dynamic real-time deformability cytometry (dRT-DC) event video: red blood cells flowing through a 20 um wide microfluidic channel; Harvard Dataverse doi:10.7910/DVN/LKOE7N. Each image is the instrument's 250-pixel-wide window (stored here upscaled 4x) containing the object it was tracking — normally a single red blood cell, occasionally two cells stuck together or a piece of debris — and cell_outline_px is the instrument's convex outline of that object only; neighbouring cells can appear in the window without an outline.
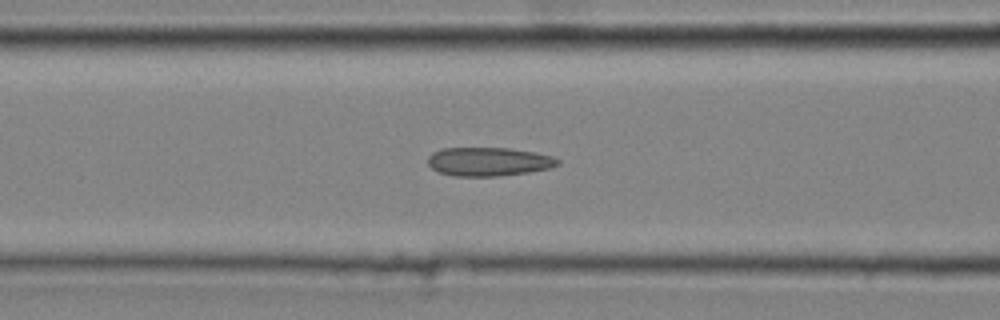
{"species": "common noctule bat (a hibernating species)", "species_latin": "Nyctalus noctula", "temperature_condition": "cold", "stored_images_in_passage": 37, "camera_frame_rate_fps": 3000, "um_per_image_px": 0.085, "animal": {"sex": "male", "body_mass_g": 20.4}, "frame": {"image": 1, "passage_image": 17, "time_ms": 5.333, "image_size_px": [1000, 320], "cell_outline_px": [[560, 164], [548, 168], [528, 172], [496, 176], [456, 176], [440, 172], [432, 168], [428, 164], [428, 156], [432, 152], [440, 148], [508, 148], [532, 152], [552, 156], [560, 160]], "centroid_in_image_um": [41.5, 13.73], "position_along_channel_um": 125.1, "area_um2": 21.56}}
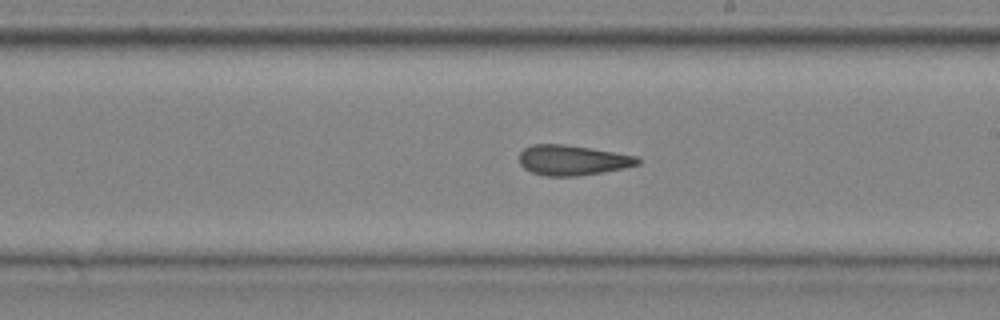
{"frame": {"image": 2, "passage_image": 25, "time_ms": 8.0, "image_size_px": [1000, 320], "cell_outline_px": [[640, 164], [624, 168], [576, 176], [544, 176], [532, 172], [524, 168], [520, 164], [520, 152], [524, 148], [532, 144], [564, 144], [636, 156], [640, 160]], "centroid_in_image_um": [48.62, 13.62], "position_along_channel_um": 240.4, "area_um2": 20.58}}
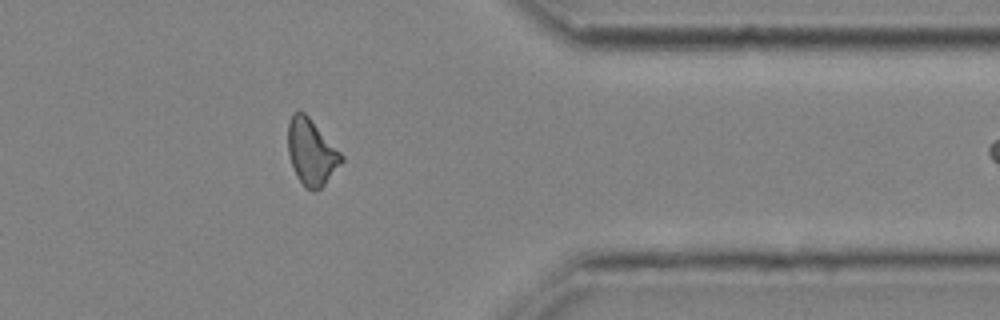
{"frame": {"image": 3, "passage_image": 36, "time_ms": 11.667, "image_size_px": [1000, 320], "cell_outline_px": [[344, 160], [324, 184], [320, 188], [312, 192], [304, 188], [296, 176], [288, 152], [288, 120], [292, 112], [304, 112], [308, 116], [344, 156]], "centroid_in_image_um": [26.45, 12.94], "position_along_channel_um": 384.9, "area_um2": 20.46}}